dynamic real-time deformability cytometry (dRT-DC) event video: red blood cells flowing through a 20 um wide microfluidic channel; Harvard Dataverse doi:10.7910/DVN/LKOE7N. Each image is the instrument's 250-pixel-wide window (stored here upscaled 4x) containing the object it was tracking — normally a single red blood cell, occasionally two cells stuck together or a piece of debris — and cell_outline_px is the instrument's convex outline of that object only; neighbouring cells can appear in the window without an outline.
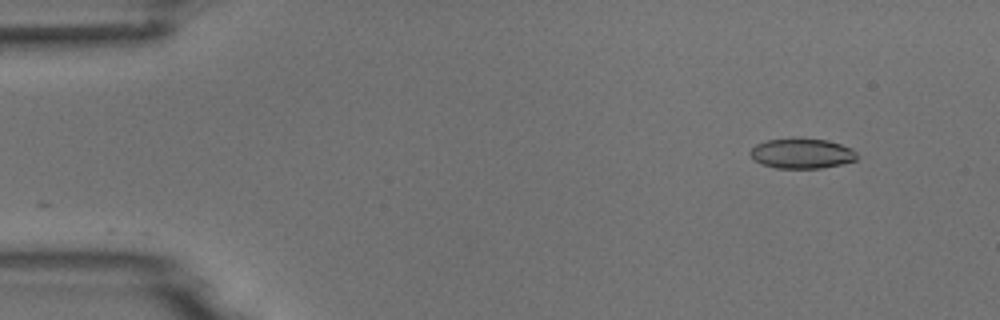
{"species": "common noctule bat (a hibernating species)", "species_latin": "Nyctalus noctula", "temperature_condition": "room temperature", "stored_images_in_passage": 2, "camera_frame_rate_fps": 3000, "um_per_image_px": 0.085, "animal": {"sex": "male", "body_mass_g": 18.8}, "frame": {"image": 1, "passage_image": 2, "time_ms": 1.0, "image_size_px": [1000, 320], "cell_outline_px": [[856, 160], [840, 164], [820, 168], [776, 168], [752, 160], [748, 152], [756, 144], [768, 140], [796, 136], [828, 140], [852, 148], [856, 152]], "centroid_in_image_um": [68.12, 13.01], "position_along_channel_um": 16.9, "area_um2": 19.07}}